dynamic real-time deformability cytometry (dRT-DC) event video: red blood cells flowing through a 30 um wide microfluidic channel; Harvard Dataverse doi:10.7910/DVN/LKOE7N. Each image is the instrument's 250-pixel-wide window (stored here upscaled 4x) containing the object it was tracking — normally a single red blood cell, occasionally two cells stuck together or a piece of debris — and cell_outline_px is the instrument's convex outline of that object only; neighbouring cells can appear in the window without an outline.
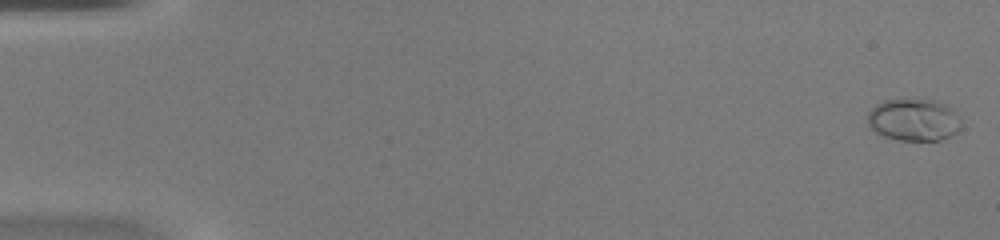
{"species": "common noctule bat (a hibernating species)", "species_latin": "Nyctalus noctula", "temperature_condition": "warm", "stored_images_in_passage": 47, "camera_frame_rate_fps": 3000, "um_per_image_px": 0.085, "animal": {"sex": "female", "body_mass_g": 20.0, "forearm_length_mm": 54.0}, "frame": {"image": 1, "passage_image": 1, "time_ms": 0.0, "image_size_px": [1000, 240], "cell_outline_px": [[960, 128], [956, 132], [940, 140], [896, 140], [884, 136], [876, 132], [868, 124], [868, 112], [876, 104], [884, 100], [936, 100], [952, 108], [960, 116]], "centroid_in_image_um": [77.67, 10.19], "position_along_channel_um": 7.3, "area_um2": 22.89}}
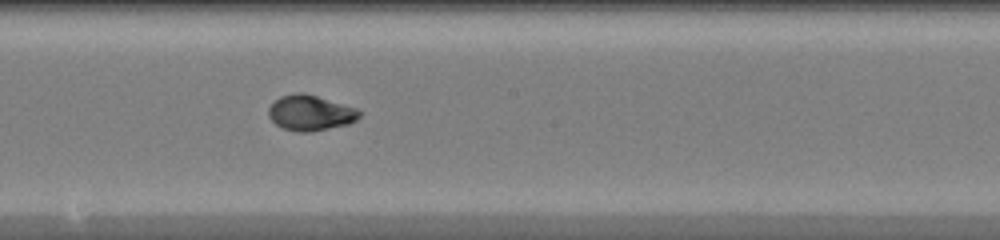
{"frame": {"image": 2, "passage_image": 28, "time_ms": 9.0, "image_size_px": [1000, 240], "cell_outline_px": [[364, 112], [356, 120], [348, 124], [308, 132], [296, 132], [284, 128], [276, 124], [268, 116], [268, 108], [272, 100], [280, 96], [296, 92], [304, 92], [356, 108]], "centroid_in_image_um": [26.36, 9.57], "position_along_channel_um": 221.8, "area_um2": 18.9}}
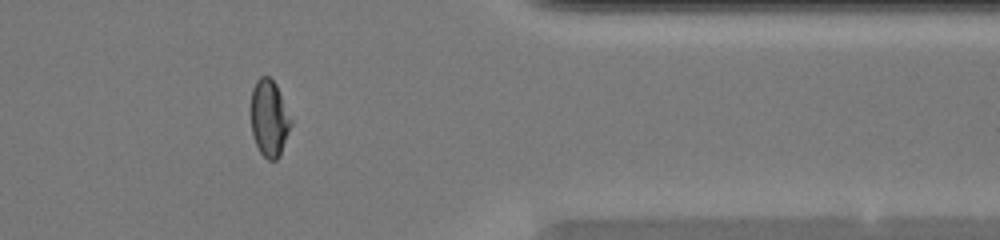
{"frame": {"image": 3, "passage_image": 41, "time_ms": 13.333, "image_size_px": [1000, 240], "cell_outline_px": [[292, 124], [280, 156], [276, 160], [268, 160], [260, 152], [256, 144], [252, 132], [252, 88], [256, 80], [260, 76], [268, 76], [276, 84], [292, 120]], "centroid_in_image_um": [22.9, 10.06], "position_along_channel_um": 388.5, "area_um2": 17.74}}